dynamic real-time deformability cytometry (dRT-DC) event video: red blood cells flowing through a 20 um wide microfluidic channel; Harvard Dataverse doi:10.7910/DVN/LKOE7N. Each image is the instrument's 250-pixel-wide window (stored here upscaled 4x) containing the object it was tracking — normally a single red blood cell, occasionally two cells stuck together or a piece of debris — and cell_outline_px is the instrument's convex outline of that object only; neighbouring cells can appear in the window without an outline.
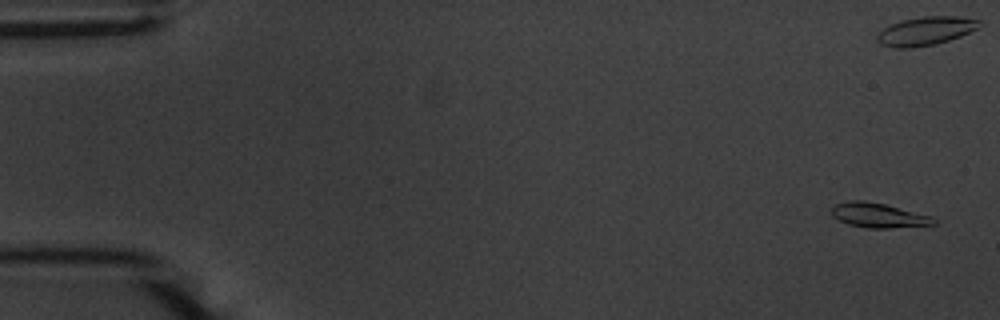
{"species": "common noctule bat (a hibernating species)", "species_latin": "Nyctalus noctula", "temperature_condition": "warm", "stored_images_in_passage": 55, "camera_frame_rate_fps": 3000, "um_per_image_px": 0.085, "animal": {"sex": "male", "body_mass_g": 20.1, "forearm_length_mm": 53.5}, "frame": {"image": 1, "passage_image": 1, "time_ms": 0.0, "image_size_px": [1000, 320], "cell_outline_px": [[936, 224], [888, 228], [864, 228], [848, 224], [832, 216], [832, 208], [836, 204], [848, 200], [864, 200], [884, 204], [932, 216], [936, 220]], "centroid_in_image_um": [74.65, 18.3], "position_along_channel_um": 10.3, "area_um2": 14.57}}
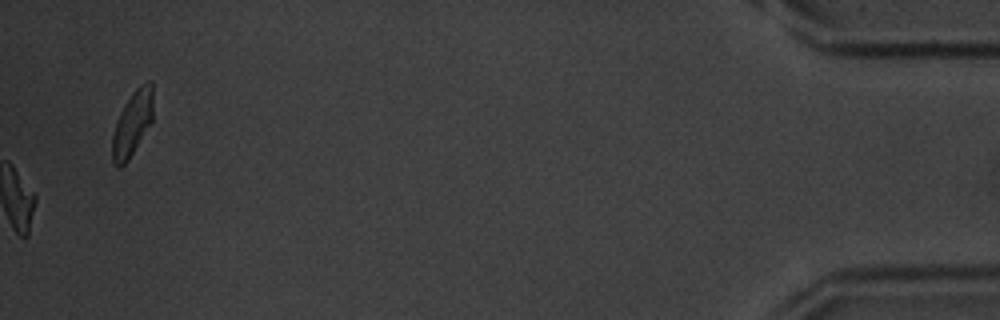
{"frame": {"image": 2, "passage_image": 55, "time_ms": 18.0, "image_size_px": [1000, 320], "cell_outline_px": [[152, 120], [128, 160], [120, 168], [116, 168], [112, 164], [112, 136], [120, 112], [124, 104], [132, 92], [140, 84], [148, 80], [152, 84]], "centroid_in_image_um": [11.22, 10.51], "position_along_channel_um": 424.0, "area_um2": 15.26}, "authors_computed_cell_mechanics": {"area_um2": 14.6812, "velocity_mm_per_s": 3.6669, "shape_relaxation_time_tau1_ms": 4.2787, "shape_relaxation_time_tau2_ms": 4.7728, "deformation_change_tau1": 0.167, "deformation_change_tau2": 0.1233}}